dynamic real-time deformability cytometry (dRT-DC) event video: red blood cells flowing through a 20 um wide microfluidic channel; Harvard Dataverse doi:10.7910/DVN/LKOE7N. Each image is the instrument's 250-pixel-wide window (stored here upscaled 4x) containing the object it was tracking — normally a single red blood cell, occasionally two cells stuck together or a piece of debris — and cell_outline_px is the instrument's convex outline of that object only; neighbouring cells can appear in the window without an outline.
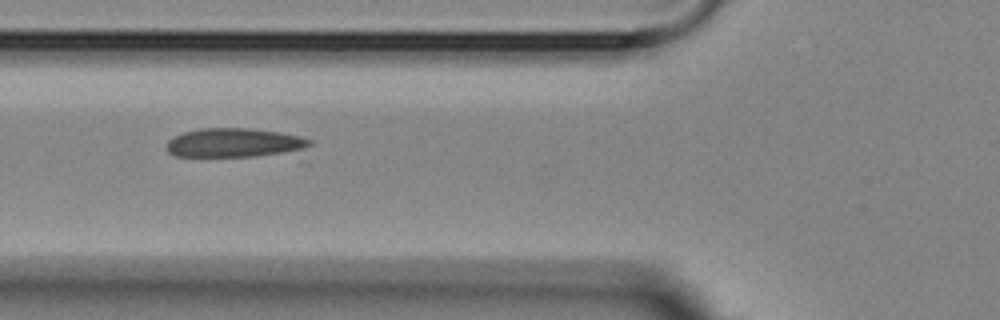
{"species": "Egyptian fruit bat (a non-hibernating species)", "species_latin": "Rousettus aegyptiacus", "temperature_condition": "room temperature", "stored_images_in_passage": 9, "camera_frame_rate_fps": 3000, "um_per_image_px": 0.085, "animal": {"sex": "female"}, "frame": {"image": 1, "passage_image": 4, "time_ms": 3.333, "image_size_px": [1000, 320], "cell_outline_px": [[312, 144], [304, 148], [284, 152], [256, 156], [176, 156], [168, 152], [164, 148], [168, 140], [184, 132], [200, 128], [248, 128], [280, 132], [300, 136], [312, 140]], "centroid_in_image_um": [19.87, 12.12], "position_along_channel_um": 105.9, "area_um2": 23.99}}
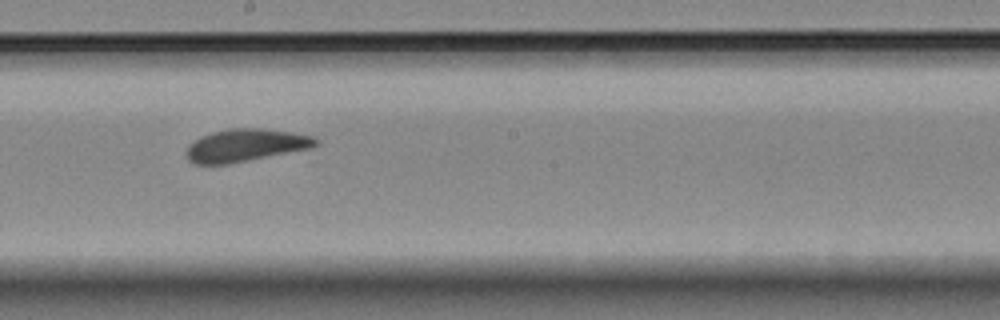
{"frame": {"image": 2, "passage_image": 7, "time_ms": 6.667, "image_size_px": [1000, 320], "cell_outline_px": [[320, 144], [312, 148], [228, 164], [196, 164], [188, 160], [184, 152], [200, 136], [212, 132], [228, 128], [260, 128], [292, 132], [312, 136], [320, 140]], "centroid_in_image_um": [20.91, 12.34], "position_along_channel_um": 227.3, "area_um2": 24.62}}
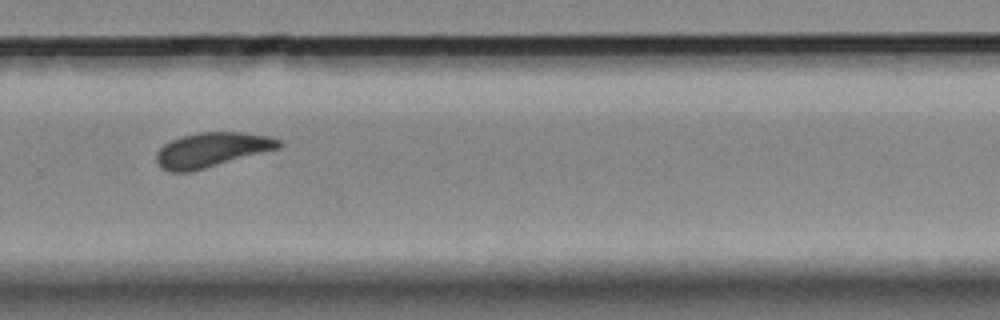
{"frame": {"image": 3, "passage_image": 9, "time_ms": 9.0, "image_size_px": [1000, 320], "cell_outline_px": [[284, 144], [280, 148], [192, 172], [168, 172], [160, 168], [156, 160], [156, 152], [164, 144], [172, 140], [184, 136], [200, 132], [240, 132], [268, 136], [280, 140]], "centroid_in_image_um": [17.99, 12.75], "position_along_channel_um": 311.8, "area_um2": 24.8}}